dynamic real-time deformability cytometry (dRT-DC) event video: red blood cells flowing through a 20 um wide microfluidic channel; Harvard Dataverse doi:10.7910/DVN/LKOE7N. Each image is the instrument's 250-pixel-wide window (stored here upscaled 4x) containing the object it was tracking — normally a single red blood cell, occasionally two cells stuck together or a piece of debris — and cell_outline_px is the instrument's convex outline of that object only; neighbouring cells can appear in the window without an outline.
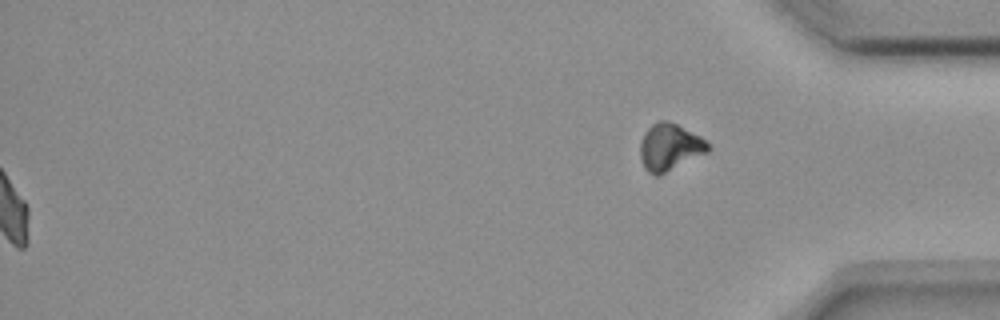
{"species": "common noctule bat (a hibernating species)", "species_latin": "Nyctalus noctula", "temperature_condition": "room temperature", "stored_images_in_passage": 56, "segment_of_instrument_passage": [2, 2], "camera_frame_rate_fps": 3000, "um_per_image_px": 0.085, "animal": {"sex": "female", "body_mass_g": 18.4}, "frame": {"image": 1, "passage_image": 56, "time_ms": 18.333, "image_size_px": [1000, 320], "cell_outline_px": [[712, 148], [708, 152], [660, 176], [656, 176], [648, 172], [644, 168], [640, 156], [640, 144], [644, 132], [652, 124], [660, 120], [668, 120], [700, 136]], "centroid_in_image_um": [56.92, 12.52], "position_along_channel_um": 378.3, "area_um2": 18.67}}